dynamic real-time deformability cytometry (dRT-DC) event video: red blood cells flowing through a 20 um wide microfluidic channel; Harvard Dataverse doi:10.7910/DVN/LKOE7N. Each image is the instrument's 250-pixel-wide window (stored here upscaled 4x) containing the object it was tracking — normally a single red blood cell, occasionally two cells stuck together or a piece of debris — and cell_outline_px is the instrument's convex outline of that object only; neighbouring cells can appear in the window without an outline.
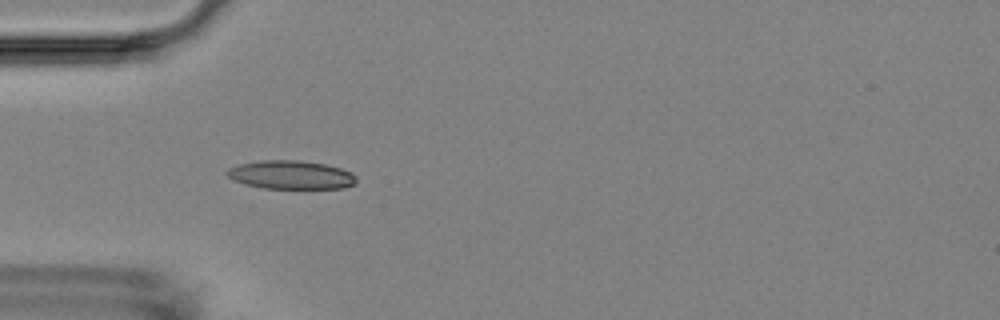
{"species": "Egyptian fruit bat (a non-hibernating species)", "species_latin": "Rousettus aegyptiacus", "temperature_condition": "room temperature", "stored_images_in_passage": 5, "camera_frame_rate_fps": 3000, "um_per_image_px": 0.085, "animal": {"sex": "female"}, "frame": {"image": 1, "passage_image": 4, "time_ms": 3.667, "image_size_px": [1000, 320], "cell_outline_px": [[356, 184], [344, 188], [264, 188], [244, 184], [232, 180], [224, 172], [228, 168], [236, 164], [260, 160], [300, 160], [324, 164], [340, 168], [352, 172], [356, 176]], "centroid_in_image_um": [24.7, 14.85], "position_along_channel_um": 60.3, "area_um2": 21.73}}
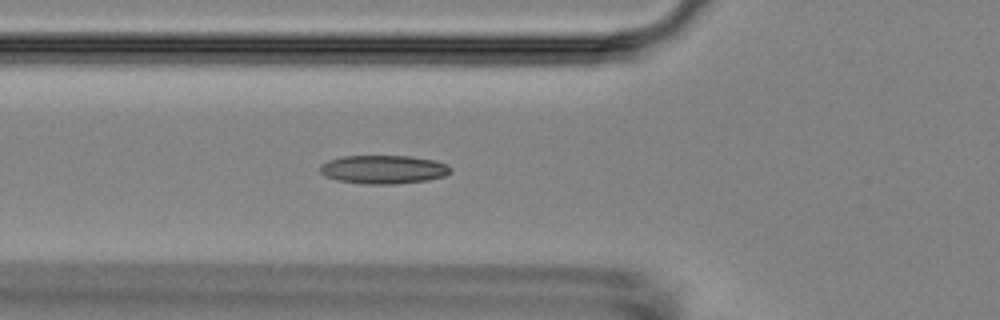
{"frame": {"image": 2, "passage_image": 5, "time_ms": 4.667, "image_size_px": [1000, 320], "cell_outline_px": [[452, 168], [444, 176], [428, 180], [396, 184], [364, 184], [336, 180], [324, 176], [320, 172], [320, 164], [328, 160], [344, 156], [412, 156], [432, 160], [448, 164]], "centroid_in_image_um": [32.57, 14.4], "position_along_channel_um": 93.2, "area_um2": 21.79}}